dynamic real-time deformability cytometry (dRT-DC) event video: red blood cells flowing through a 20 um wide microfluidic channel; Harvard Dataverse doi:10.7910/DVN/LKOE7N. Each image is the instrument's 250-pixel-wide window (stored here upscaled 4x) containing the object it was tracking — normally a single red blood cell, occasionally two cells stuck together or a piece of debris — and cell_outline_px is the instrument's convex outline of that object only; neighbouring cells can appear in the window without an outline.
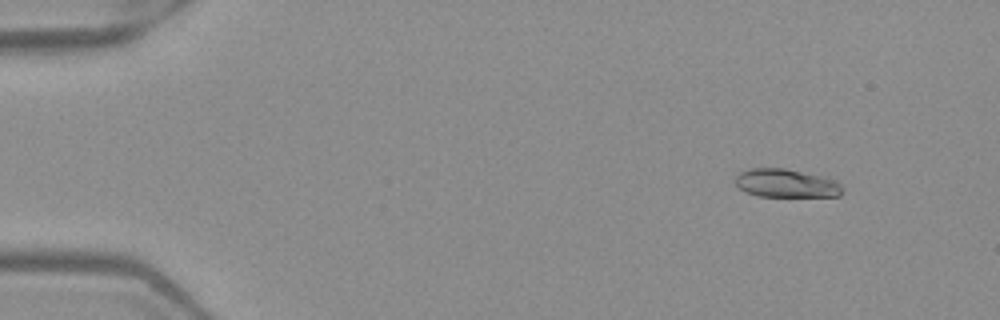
{"species": "Egyptian fruit bat (a non-hibernating species)", "species_latin": "Rousettus aegyptiacus", "temperature_condition": "warm", "stored_images_in_passage": 52, "camera_frame_rate_fps": 3000, "um_per_image_px": 0.085, "frame": {"image": 1, "passage_image": 6, "time_ms": 1.667, "image_size_px": [1000, 320], "cell_outline_px": [[844, 188], [840, 196], [756, 196], [740, 188], [732, 180], [740, 172], [752, 168], [784, 168], [820, 176], [832, 180], [840, 184]], "centroid_in_image_um": [66.79, 15.58], "position_along_channel_um": 18.2, "area_um2": 17.51}}
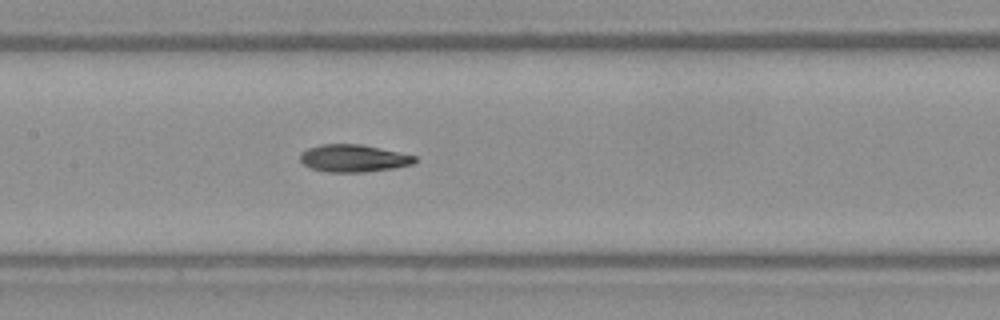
{"frame": {"image": 2, "passage_image": 26, "time_ms": 8.333, "image_size_px": [1000, 320], "cell_outline_px": [[416, 160], [412, 164], [392, 168], [364, 172], [328, 172], [312, 168], [304, 164], [300, 160], [300, 152], [308, 148], [320, 144], [360, 144], [380, 148], [416, 156]], "centroid_in_image_um": [30.01, 13.45], "position_along_channel_um": 177.4, "area_um2": 18.15}}
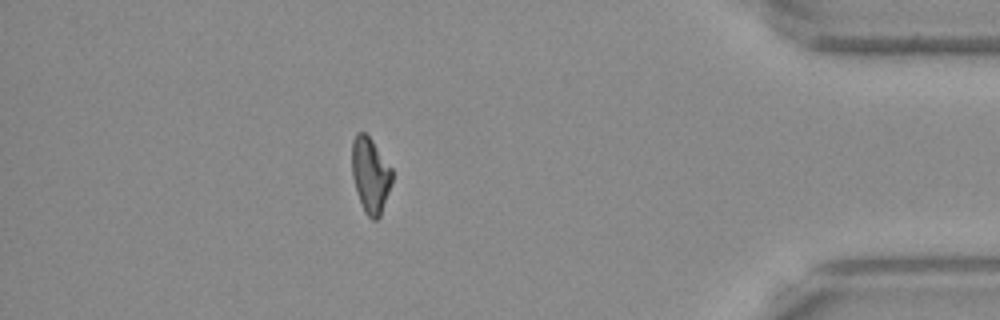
{"frame": {"image": 3, "passage_image": 46, "time_ms": 15.0, "image_size_px": [1000, 320], "cell_outline_px": [[392, 180], [380, 216], [376, 220], [372, 220], [364, 212], [352, 176], [352, 140], [356, 132], [364, 132], [372, 140], [392, 168]], "centroid_in_image_um": [31.47, 14.86], "position_along_channel_um": 403.7, "area_um2": 17.46}, "authors_computed_cell_mechanics": {"area_um2": 18.3226, "velocity_mm_per_s": 4.0006, "shape_relaxation_time_tau1_ms": 5.4349, "shape_relaxation_time_tau2_ms": null, "deformation_change_tau1": 0.185, "deformation_change_tau2": null}}